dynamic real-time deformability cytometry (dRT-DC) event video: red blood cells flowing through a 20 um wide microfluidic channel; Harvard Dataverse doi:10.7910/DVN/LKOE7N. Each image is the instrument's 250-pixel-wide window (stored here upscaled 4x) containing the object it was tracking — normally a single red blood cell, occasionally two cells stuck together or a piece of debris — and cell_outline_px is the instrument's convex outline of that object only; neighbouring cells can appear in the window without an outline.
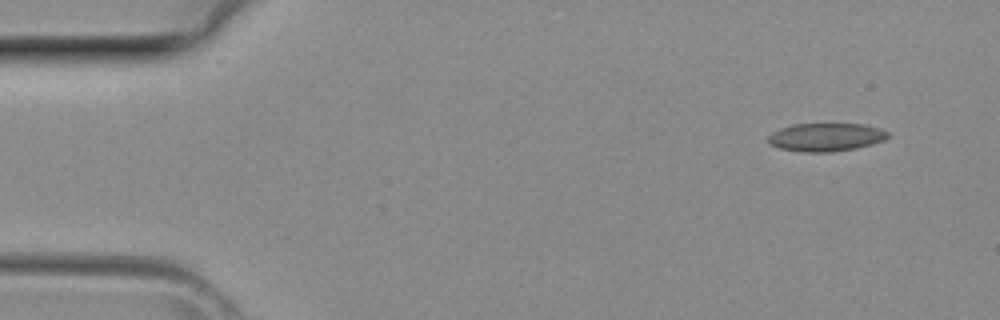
{"species": "common noctule bat (a hibernating species)", "species_latin": "Nyctalus noctula", "temperature_condition": "room temperature", "stored_images_in_passage": 4, "segment_of_instrument_passage": [2, 2], "camera_frame_rate_fps": 3000, "um_per_image_px": 0.085, "animal": {"sex": "female", "body_mass_g": 29.2, "forearm_length_mm": 56.3}, "frame": {"image": 1, "passage_image": 4, "time_ms": 1.0, "image_size_px": [1000, 320], "cell_outline_px": [[888, 136], [884, 140], [872, 144], [856, 148], [832, 152], [800, 152], [780, 148], [768, 144], [764, 140], [772, 132], [780, 128], [792, 124], [864, 124], [880, 128], [888, 132]], "centroid_in_image_um": [70.15, 11.66], "position_along_channel_um": 14.9, "area_um2": 19.88}}